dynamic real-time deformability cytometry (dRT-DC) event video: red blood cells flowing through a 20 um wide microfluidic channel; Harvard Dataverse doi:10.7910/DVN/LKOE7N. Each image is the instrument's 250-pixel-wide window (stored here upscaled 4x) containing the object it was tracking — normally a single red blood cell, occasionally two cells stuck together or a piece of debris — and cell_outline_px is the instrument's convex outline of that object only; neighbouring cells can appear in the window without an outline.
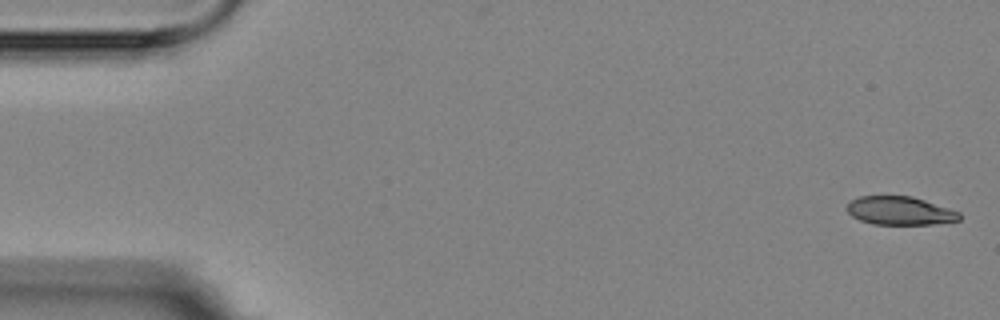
{"species": "Egyptian fruit bat (a non-hibernating species)", "species_latin": "Rousettus aegyptiacus", "temperature_condition": "room temperature", "stored_images_in_passage": 5, "camera_frame_rate_fps": 3000, "um_per_image_px": 0.085, "animal": {"sex": "female"}, "frame": {"image": 1, "passage_image": 1, "time_ms": 0.0, "image_size_px": [1000, 320], "cell_outline_px": [[960, 220], [932, 224], [872, 224], [860, 220], [852, 216], [844, 208], [852, 200], [860, 196], [912, 196], [960, 212]], "centroid_in_image_um": [76.46, 17.91], "position_along_channel_um": 8.5, "area_um2": 18.5}}
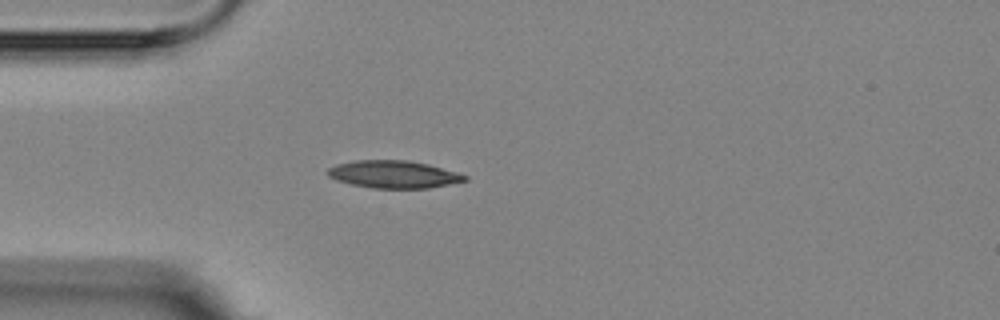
{"frame": {"image": 2, "passage_image": 5, "time_ms": 4.667, "image_size_px": [1000, 320], "cell_outline_px": [[468, 180], [428, 188], [372, 188], [352, 184], [336, 180], [328, 176], [328, 168], [336, 164], [356, 160], [408, 160], [428, 164], [456, 172], [468, 176]], "centroid_in_image_um": [33.45, 14.81], "position_along_channel_um": 51.6, "area_um2": 21.85}}